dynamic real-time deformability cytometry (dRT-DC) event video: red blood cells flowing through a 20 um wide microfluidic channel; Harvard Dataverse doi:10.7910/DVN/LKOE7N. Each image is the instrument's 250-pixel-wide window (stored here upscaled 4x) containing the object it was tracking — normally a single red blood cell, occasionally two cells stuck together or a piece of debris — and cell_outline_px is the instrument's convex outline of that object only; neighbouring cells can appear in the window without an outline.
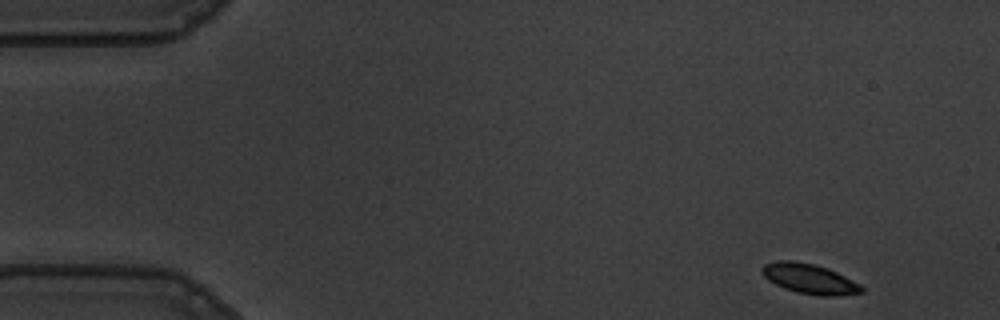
{"species": "common noctule bat (a hibernating species)", "species_latin": "Nyctalus noctula", "temperature_condition": "warm", "stored_images_in_passage": 13, "camera_frame_rate_fps": 3000, "um_per_image_px": 0.085, "animal": {"sex": "male", "body_mass_g": 19.5, "forearm_length_mm": 54.6}, "frame": {"image": 1, "passage_image": 1, "time_ms": 0.0, "image_size_px": [1000, 320], "cell_outline_px": [[864, 292], [836, 296], [820, 296], [796, 292], [784, 288], [768, 280], [760, 272], [760, 268], [764, 264], [776, 260], [792, 260], [812, 264], [828, 268], [860, 284], [864, 288]], "centroid_in_image_um": [68.78, 23.69], "position_along_channel_um": 16.2, "area_um2": 17.46}}